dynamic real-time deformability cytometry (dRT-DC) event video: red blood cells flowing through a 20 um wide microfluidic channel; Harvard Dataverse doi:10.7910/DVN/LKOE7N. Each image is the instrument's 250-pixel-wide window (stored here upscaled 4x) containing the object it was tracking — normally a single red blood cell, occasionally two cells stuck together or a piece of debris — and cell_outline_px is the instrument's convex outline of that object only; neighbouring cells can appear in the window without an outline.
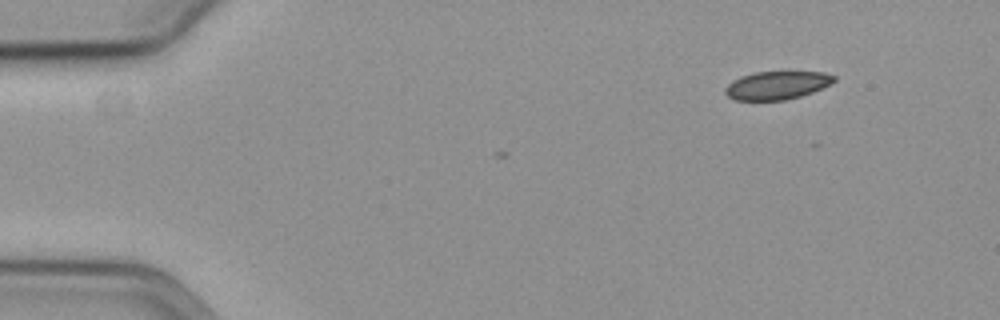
{"species": "common noctule bat (a hibernating species)", "species_latin": "Nyctalus noctula", "temperature_condition": "cold", "stored_images_in_passage": 4, "camera_frame_rate_fps": 3000, "um_per_image_px": 0.085, "animal": {"sex": "female", "body_mass_g": 19.3, "forearm_length_mm": 54.1}, "frame": {"image": 1, "passage_image": 1, "time_ms": 0.0, "image_size_px": [1000, 320], "cell_outline_px": [[836, 80], [812, 92], [800, 96], [784, 100], [736, 100], [728, 96], [724, 92], [724, 88], [732, 80], [740, 76], [752, 72], [788, 68], [824, 72], [836, 76]], "centroid_in_image_um": [66.05, 7.17], "position_along_channel_um": 19.0, "area_um2": 18.84}}